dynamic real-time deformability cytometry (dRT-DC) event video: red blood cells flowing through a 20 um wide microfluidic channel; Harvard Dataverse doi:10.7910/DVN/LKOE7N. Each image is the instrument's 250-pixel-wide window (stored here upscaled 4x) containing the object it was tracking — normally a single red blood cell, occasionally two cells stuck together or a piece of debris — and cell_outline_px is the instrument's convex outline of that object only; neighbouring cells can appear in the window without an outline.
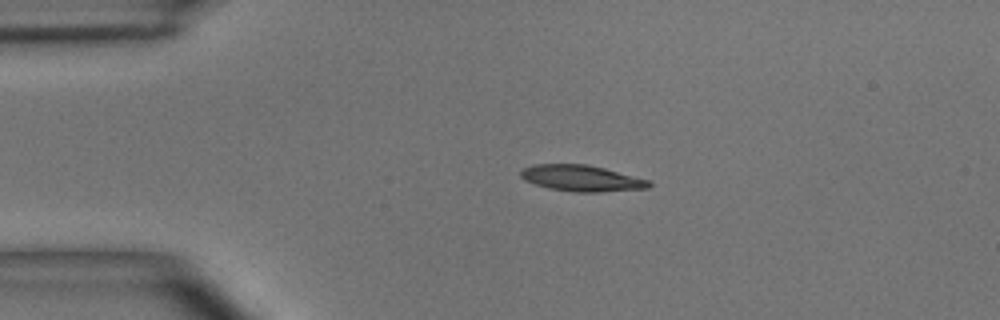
{"species": "common noctule bat (a hibernating species)", "species_latin": "Nyctalus noctula", "temperature_condition": "room temperature", "stored_images_in_passage": 5, "camera_frame_rate_fps": 3000, "um_per_image_px": 0.085, "animal": {"sex": "male", "body_mass_g": 15.6}, "frame": {"image": 1, "passage_image": 4, "time_ms": 3.333, "image_size_px": [1000, 320], "cell_outline_px": [[652, 184], [648, 188], [600, 192], [576, 192], [548, 188], [524, 180], [520, 176], [520, 172], [524, 168], [532, 164], [588, 164], [604, 168], [648, 180]], "centroid_in_image_um": [49.4, 15.15], "position_along_channel_um": 35.6, "area_um2": 19.42}}